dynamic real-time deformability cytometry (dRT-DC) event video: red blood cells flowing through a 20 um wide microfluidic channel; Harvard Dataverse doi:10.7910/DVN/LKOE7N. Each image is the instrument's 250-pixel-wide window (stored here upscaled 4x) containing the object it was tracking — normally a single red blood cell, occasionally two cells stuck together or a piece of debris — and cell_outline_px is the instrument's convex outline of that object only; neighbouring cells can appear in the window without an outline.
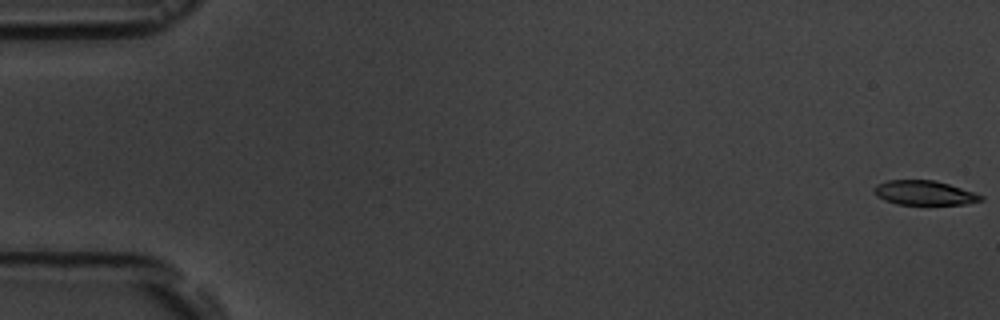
{"species": "common noctule bat (a hibernating species)", "species_latin": "Nyctalus noctula", "temperature_condition": "room temperature", "stored_images_in_passage": 7, "camera_frame_rate_fps": 3000, "um_per_image_px": 0.085, "animal": {"sex": "male", "body_mass_g": 19.5, "forearm_length_mm": 54.6}, "frame": {"image": 1, "passage_image": 1, "time_ms": 0.0, "image_size_px": [1000, 320], "cell_outline_px": [[984, 200], [964, 204], [896, 204], [884, 200], [876, 196], [872, 188], [876, 184], [888, 180], [936, 180], [984, 196]], "centroid_in_image_um": [78.52, 16.39], "position_along_channel_um": 6.5, "area_um2": 15.14}}
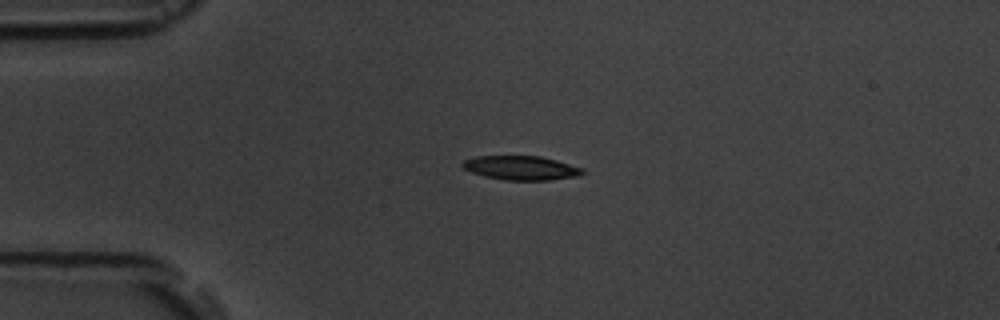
{"frame": {"image": 2, "passage_image": 5, "time_ms": 4.333, "image_size_px": [1000, 320], "cell_outline_px": [[584, 172], [576, 176], [548, 180], [504, 180], [484, 176], [472, 172], [464, 168], [460, 164], [464, 160], [476, 156], [540, 156], [556, 160], [584, 168]], "centroid_in_image_um": [44.28, 14.27], "position_along_channel_um": 40.7, "area_um2": 16.76}}
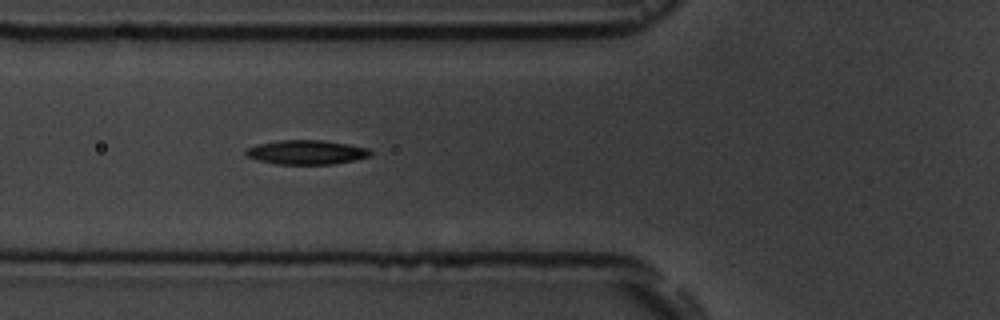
{"frame": {"image": 3, "passage_image": 7, "time_ms": 6.667, "image_size_px": [1000, 320], "cell_outline_px": [[372, 156], [356, 160], [332, 164], [276, 164], [256, 160], [244, 156], [244, 152], [248, 148], [256, 144], [280, 140], [324, 140], [348, 144], [368, 148], [372, 152]], "centroid_in_image_um": [26.04, 12.94], "position_along_channel_um": 99.8, "area_um2": 17.86}}